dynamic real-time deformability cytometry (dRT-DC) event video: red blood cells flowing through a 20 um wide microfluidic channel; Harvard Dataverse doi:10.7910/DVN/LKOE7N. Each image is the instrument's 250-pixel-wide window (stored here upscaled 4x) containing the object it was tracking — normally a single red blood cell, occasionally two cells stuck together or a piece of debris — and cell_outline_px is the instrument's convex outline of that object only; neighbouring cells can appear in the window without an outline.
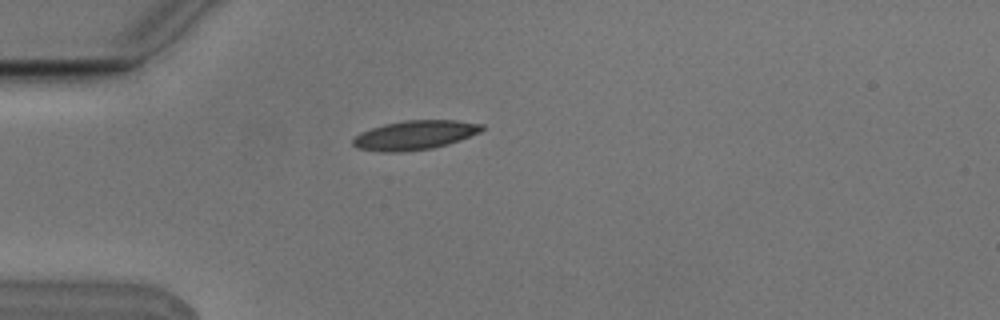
{"species": "Egyptian fruit bat (a non-hibernating species)", "species_latin": "Rousettus aegyptiacus", "temperature_condition": "cold", "stored_images_in_passage": 1, "camera_frame_rate_fps": 3000, "um_per_image_px": 0.085, "animal": {"sex": "male"}, "frame": {"image": 1, "passage_image": 1, "time_ms": 0.0, "image_size_px": [1000, 320], "cell_outline_px": [[484, 128], [480, 132], [460, 140], [448, 144], [432, 148], [404, 152], [380, 152], [356, 148], [352, 144], [352, 140], [360, 132], [384, 124], [404, 120], [456, 120], [484, 124]], "centroid_in_image_um": [35.25, 11.49], "position_along_channel_um": 49.8, "area_um2": 22.08}}